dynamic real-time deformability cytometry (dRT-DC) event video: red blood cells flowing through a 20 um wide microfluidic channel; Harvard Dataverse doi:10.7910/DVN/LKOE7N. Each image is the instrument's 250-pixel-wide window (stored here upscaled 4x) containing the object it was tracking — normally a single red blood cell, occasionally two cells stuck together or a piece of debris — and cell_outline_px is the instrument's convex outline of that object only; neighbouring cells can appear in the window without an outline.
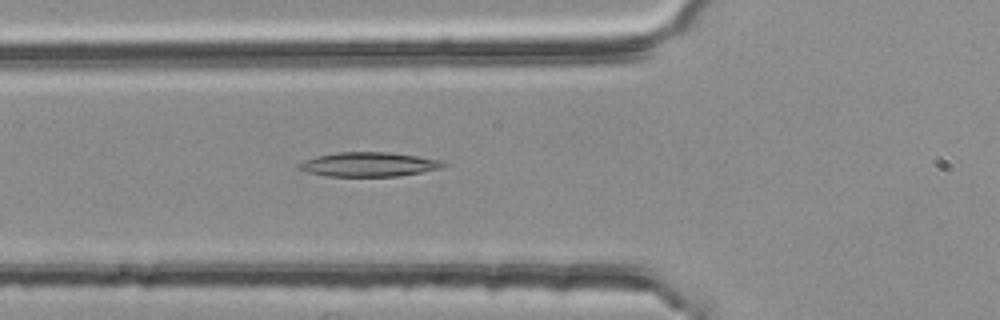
{"species": "common noctule bat (a hibernating species)", "species_latin": "Nyctalus noctula", "temperature_condition": "room temperature", "stored_images_in_passage": 48, "camera_frame_rate_fps": 3000, "um_per_image_px": 0.085, "animal": {"sex": "female", "body_mass_g": 25.1}, "frame": {"image": 1, "passage_image": 18, "time_ms": 5.667, "image_size_px": [1000, 320], "cell_outline_px": [[444, 164], [440, 168], [420, 172], [396, 176], [328, 176], [308, 172], [296, 168], [296, 164], [304, 160], [316, 156], [340, 152], [388, 152], [416, 156], [440, 160]], "centroid_in_image_um": [31.26, 13.97], "position_along_channel_um": 94.5, "area_um2": 20.17}}
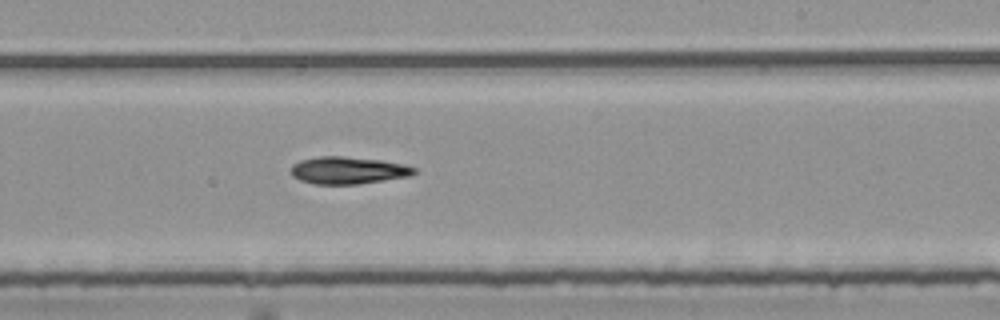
{"frame": {"image": 2, "passage_image": 31, "time_ms": 10.0, "image_size_px": [1000, 320], "cell_outline_px": [[416, 172], [408, 176], [360, 184], [312, 184], [300, 180], [292, 176], [292, 164], [300, 160], [320, 156], [344, 156], [380, 160], [404, 164], [416, 168]], "centroid_in_image_um": [29.57, 14.48], "position_along_channel_um": 259.4, "area_um2": 19.54}}
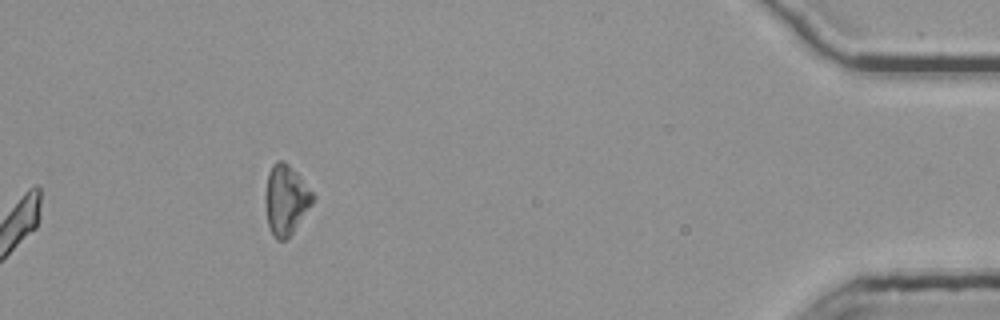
{"frame": {"image": 3, "passage_image": 48, "time_ms": 15.667, "image_size_px": [1000, 320], "cell_outline_px": [[316, 196], [312, 204], [292, 232], [284, 240], [276, 240], [272, 236], [268, 224], [264, 200], [268, 172], [272, 164], [276, 160], [284, 160], [296, 172]], "centroid_in_image_um": [24.28, 16.96], "position_along_channel_um": 410.9, "area_um2": 19.31}}